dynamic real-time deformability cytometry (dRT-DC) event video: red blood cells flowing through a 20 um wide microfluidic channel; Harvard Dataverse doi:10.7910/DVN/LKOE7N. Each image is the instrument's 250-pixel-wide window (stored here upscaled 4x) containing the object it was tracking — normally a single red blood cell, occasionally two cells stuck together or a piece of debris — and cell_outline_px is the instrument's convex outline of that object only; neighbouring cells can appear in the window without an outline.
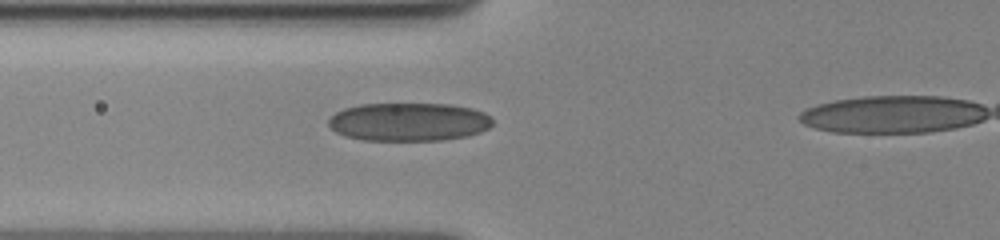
{"species": "human", "species_latin": "Homo sapiens", "temperature_condition": "cold", "stored_images_in_passage": 46, "camera_frame_rate_fps": 3000, "um_per_image_px": 0.085, "donor": {"sex": "female"}, "frame": {"image": 1, "passage_image": 16, "time_ms": 5.0, "image_size_px": [1000, 240], "cell_outline_px": [[492, 124], [488, 128], [480, 132], [468, 136], [444, 140], [364, 140], [344, 136], [336, 132], [328, 124], [328, 120], [336, 112], [344, 108], [360, 104], [448, 104], [472, 108], [484, 112], [492, 116]], "centroid_in_image_um": [34.76, 10.36], "position_along_channel_um": 91.0, "area_um2": 36.76}}
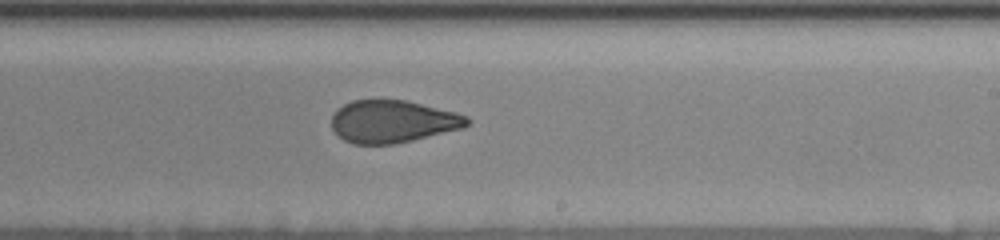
{"frame": {"image": 2, "passage_image": 30, "time_ms": 9.667, "image_size_px": [1000, 240], "cell_outline_px": [[472, 120], [464, 128], [412, 140], [392, 144], [352, 144], [344, 140], [332, 128], [332, 116], [344, 104], [352, 100], [404, 100], [456, 112], [468, 116]], "centroid_in_image_um": [33.41, 10.33], "position_along_channel_um": 255.6, "area_um2": 33.35}}
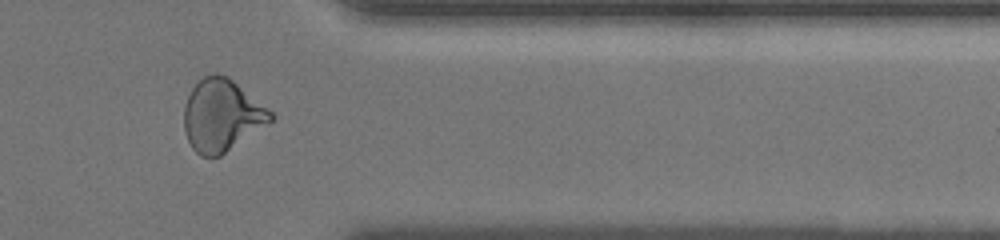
{"frame": {"image": 3, "passage_image": 42, "time_ms": 13.667, "image_size_px": [1000, 240], "cell_outline_px": [[276, 116], [268, 124], [220, 156], [200, 156], [192, 148], [188, 140], [184, 128], [184, 108], [188, 96], [192, 88], [204, 76], [212, 72], [228, 76], [268, 108]], "centroid_in_image_um": [18.85, 9.8], "position_along_channel_um": 392.5, "area_um2": 36.24}}